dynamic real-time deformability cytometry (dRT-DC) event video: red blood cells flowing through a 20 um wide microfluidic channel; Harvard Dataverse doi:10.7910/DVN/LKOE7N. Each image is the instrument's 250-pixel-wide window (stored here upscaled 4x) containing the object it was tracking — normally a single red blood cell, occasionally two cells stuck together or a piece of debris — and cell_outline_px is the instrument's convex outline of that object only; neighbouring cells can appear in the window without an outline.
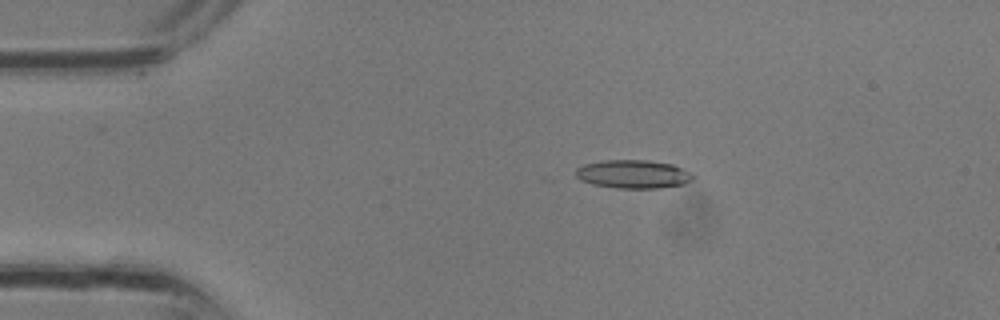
{"species": "common noctule bat (a hibernating species)", "species_latin": "Nyctalus noctula", "temperature_condition": "room temperature", "stored_images_in_passage": 4, "camera_frame_rate_fps": 3000, "um_per_image_px": 0.085, "animal": {"sex": "male", "body_mass_g": 13.3}, "frame": {"image": 1, "passage_image": 2, "time_ms": 0.333, "image_size_px": [1000, 320], "cell_outline_px": [[696, 176], [692, 180], [684, 184], [660, 188], [616, 188], [592, 184], [580, 180], [576, 176], [576, 168], [584, 164], [604, 160], [648, 160], [672, 164]], "centroid_in_image_um": [53.81, 14.8], "position_along_channel_um": 31.2, "area_um2": 19.42}}